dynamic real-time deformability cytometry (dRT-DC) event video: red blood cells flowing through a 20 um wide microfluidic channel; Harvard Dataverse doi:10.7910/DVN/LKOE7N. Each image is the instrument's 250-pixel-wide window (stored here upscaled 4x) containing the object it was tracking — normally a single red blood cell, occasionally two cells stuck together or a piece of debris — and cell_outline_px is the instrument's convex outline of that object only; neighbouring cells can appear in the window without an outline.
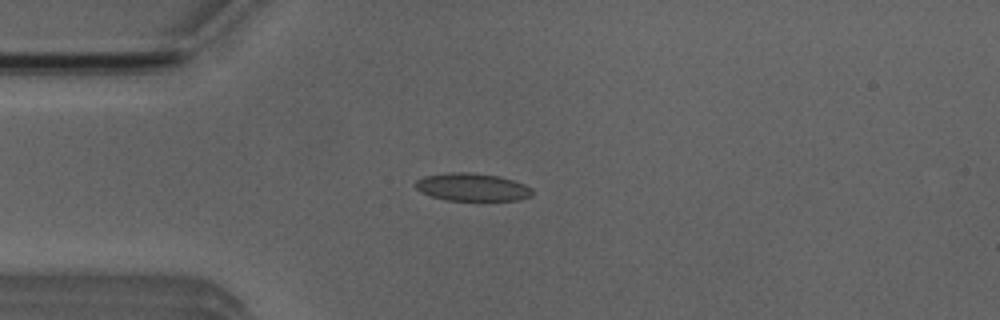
{"species": "Egyptian fruit bat (a non-hibernating species)", "species_latin": "Rousettus aegyptiacus", "temperature_condition": "room temperature", "stored_images_in_passage": 5, "camera_frame_rate_fps": 3000, "um_per_image_px": 0.085, "animal": {"sex": "male"}, "frame": {"image": 1, "passage_image": 4, "time_ms": 3.667, "image_size_px": [1000, 320], "cell_outline_px": [[532, 196], [520, 200], [448, 200], [432, 196], [420, 192], [412, 184], [416, 180], [424, 176], [448, 172], [468, 172], [500, 176], [524, 184], [532, 188]], "centroid_in_image_um": [40.11, 15.9], "position_along_channel_um": 44.9, "area_um2": 19.02}}